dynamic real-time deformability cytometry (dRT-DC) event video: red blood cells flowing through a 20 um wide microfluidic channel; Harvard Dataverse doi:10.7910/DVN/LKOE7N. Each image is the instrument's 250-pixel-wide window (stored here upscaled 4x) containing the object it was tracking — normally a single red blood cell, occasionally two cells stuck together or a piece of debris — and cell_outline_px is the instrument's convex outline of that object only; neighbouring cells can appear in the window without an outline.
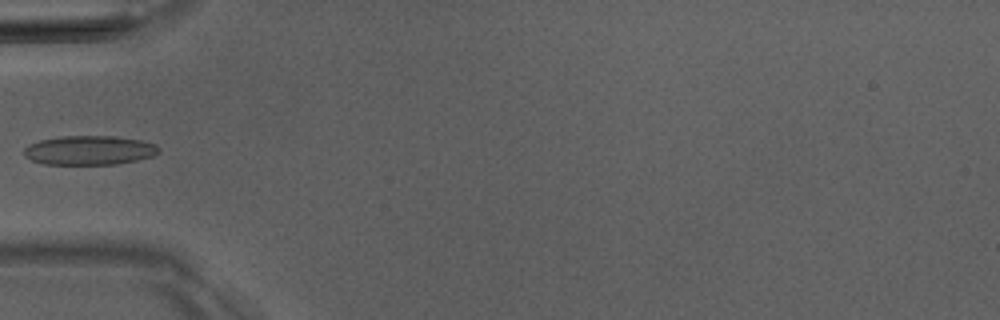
{"species": "Egyptian fruit bat (a non-hibernating species)", "species_latin": "Rousettus aegyptiacus", "temperature_condition": "room temperature", "stored_images_in_passage": 4, "camera_frame_rate_fps": 3000, "um_per_image_px": 0.085, "animal": {"sex": "male"}, "frame": {"image": 1, "passage_image": 4, "time_ms": 4.333, "image_size_px": [1000, 320], "cell_outline_px": [[160, 152], [152, 156], [136, 160], [116, 164], [44, 164], [32, 160], [24, 156], [24, 148], [28, 144], [40, 140], [60, 136], [112, 136], [140, 140], [156, 144], [160, 148]], "centroid_in_image_um": [7.58, 12.77], "position_along_channel_um": 77.4, "area_um2": 22.95}}